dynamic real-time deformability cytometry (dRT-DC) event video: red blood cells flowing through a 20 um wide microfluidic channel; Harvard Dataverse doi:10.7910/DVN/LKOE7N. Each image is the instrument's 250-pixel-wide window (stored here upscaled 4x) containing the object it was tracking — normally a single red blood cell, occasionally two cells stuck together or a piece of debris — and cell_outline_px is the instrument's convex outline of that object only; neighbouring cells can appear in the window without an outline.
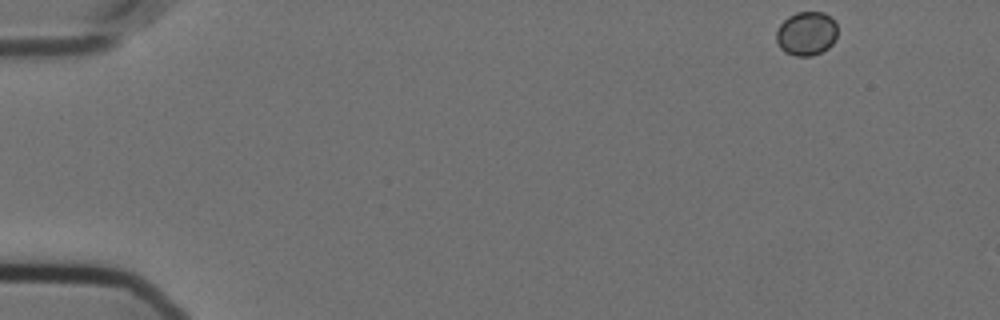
{"species": "Egyptian fruit bat (a non-hibernating species)", "species_latin": "Rousettus aegyptiacus", "temperature_condition": "cold", "stored_images_in_passage": 31, "camera_frame_rate_fps": 3000, "um_per_image_px": 0.085, "animal": {"sex": "female"}, "frame": {"image": 1, "passage_image": 1, "time_ms": 0.0, "image_size_px": [1000, 320], "cell_outline_px": [[836, 40], [828, 48], [812, 56], [796, 56], [784, 52], [780, 48], [776, 40], [776, 32], [780, 24], [788, 16], [796, 12], [824, 12], [836, 24]], "centroid_in_image_um": [68.53, 2.86], "position_along_channel_um": 16.5, "area_um2": 15.66}}
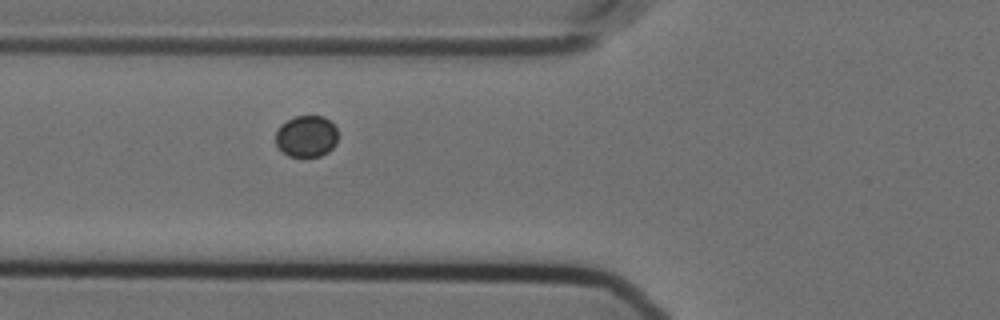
{"frame": {"image": 2, "passage_image": 18, "time_ms": 5.667, "image_size_px": [1000, 320], "cell_outline_px": [[336, 144], [328, 152], [320, 156], [288, 156], [276, 144], [276, 132], [280, 124], [296, 116], [324, 116], [336, 128]], "centroid_in_image_um": [26.04, 11.58], "position_along_channel_um": 99.8, "area_um2": 14.91}}
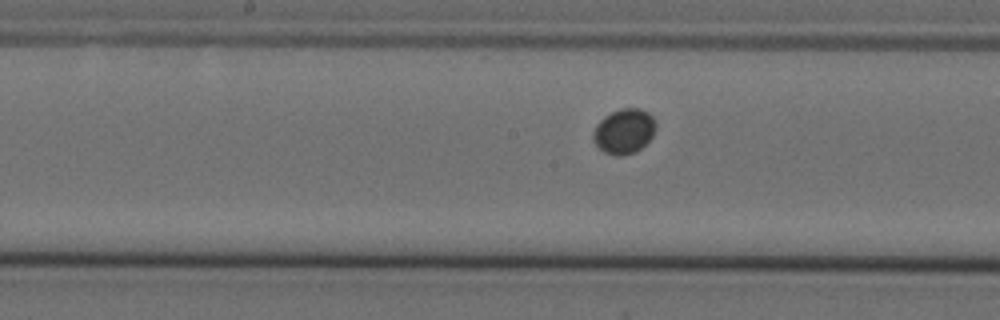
{"frame": {"image": 3, "passage_image": 26, "time_ms": 8.333, "image_size_px": [1000, 320], "cell_outline_px": [[656, 128], [652, 136], [636, 152], [620, 156], [616, 156], [604, 152], [592, 140], [592, 132], [596, 124], [604, 116], [612, 112], [624, 108], [640, 108], [648, 112], [656, 120]], "centroid_in_image_um": [53.04, 11.15], "position_along_channel_um": 195.2, "area_um2": 16.47}}